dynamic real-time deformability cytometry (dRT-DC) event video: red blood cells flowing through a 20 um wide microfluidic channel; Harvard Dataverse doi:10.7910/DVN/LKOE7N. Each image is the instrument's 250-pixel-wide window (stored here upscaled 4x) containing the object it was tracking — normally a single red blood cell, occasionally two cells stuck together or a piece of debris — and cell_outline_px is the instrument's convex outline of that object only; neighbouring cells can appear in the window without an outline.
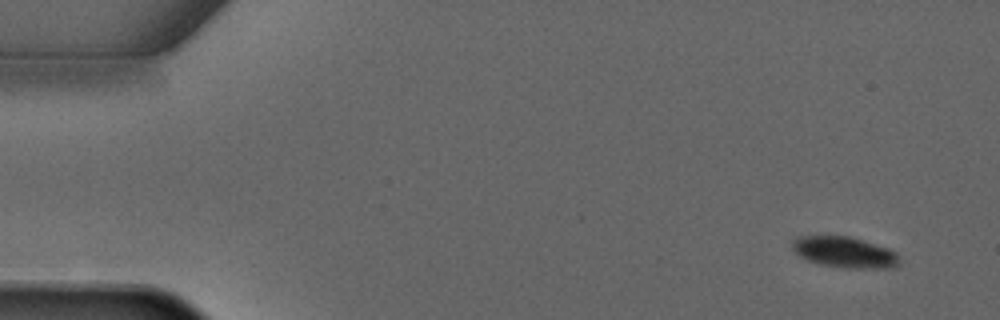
{"species": "common noctule bat (a hibernating species)", "species_latin": "Nyctalus noctula", "temperature_condition": "warm", "stored_images_in_passage": 4, "camera_frame_rate_fps": 3000, "um_per_image_px": 0.085, "animal": {"sex": "male", "forearm_length_mm": 52.5}, "frame": {"image": 1, "passage_image": 1, "time_ms": 0.0, "image_size_px": [1000, 320], "cell_outline_px": [[900, 264], [896, 268], [848, 268], [820, 264], [808, 260], [800, 256], [792, 248], [792, 240], [796, 236], [848, 236], [888, 248], [896, 252], [900, 256]], "centroid_in_image_um": [71.82, 21.44], "position_along_channel_um": 13.2, "area_um2": 19.36}}
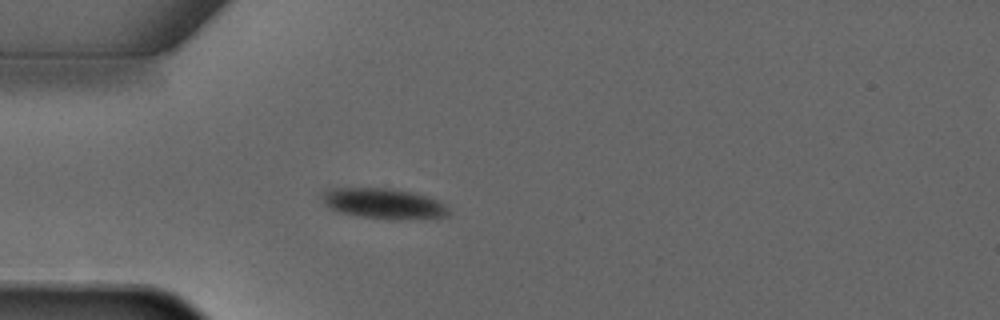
{"frame": {"image": 2, "passage_image": 4, "time_ms": 3.333, "image_size_px": [1000, 320], "cell_outline_px": [[448, 216], [360, 216], [340, 212], [324, 204], [320, 196], [328, 188], [392, 188], [412, 192], [428, 196], [444, 204], [448, 208]], "centroid_in_image_um": [32.5, 17.22], "position_along_channel_um": 52.5, "area_um2": 21.1}}